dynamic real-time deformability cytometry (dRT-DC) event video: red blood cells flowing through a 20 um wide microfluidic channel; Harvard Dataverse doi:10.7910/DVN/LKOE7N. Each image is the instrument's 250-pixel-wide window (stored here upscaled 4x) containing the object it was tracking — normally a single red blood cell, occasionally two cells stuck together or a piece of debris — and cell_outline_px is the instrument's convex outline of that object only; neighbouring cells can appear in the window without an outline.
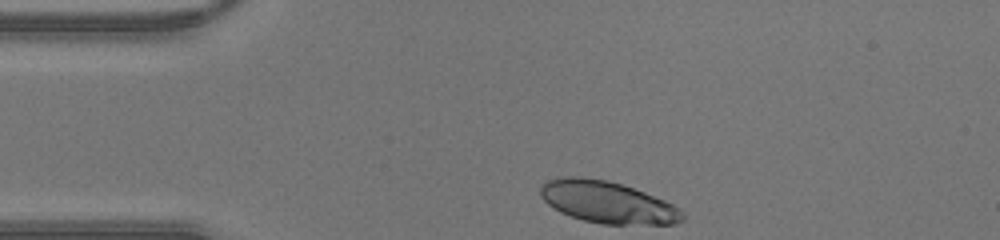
{"species": "human", "species_latin": "Homo sapiens", "temperature_condition": "warm", "stored_images_in_passage": 28, "camera_frame_rate_fps": 3000, "um_per_image_px": 0.085, "donor": {"sex": "male"}, "frame": {"image": 1, "passage_image": 1, "time_ms": 0.0, "image_size_px": [1000, 240], "cell_outline_px": [[684, 220], [672, 224], [604, 224], [584, 220], [560, 212], [548, 204], [540, 196], [540, 184], [548, 180], [560, 176], [580, 176], [608, 180], [644, 192], [664, 200], [680, 208], [684, 212]], "centroid_in_image_um": [51.61, 17.17], "position_along_channel_um": 33.4, "area_um2": 34.68}}
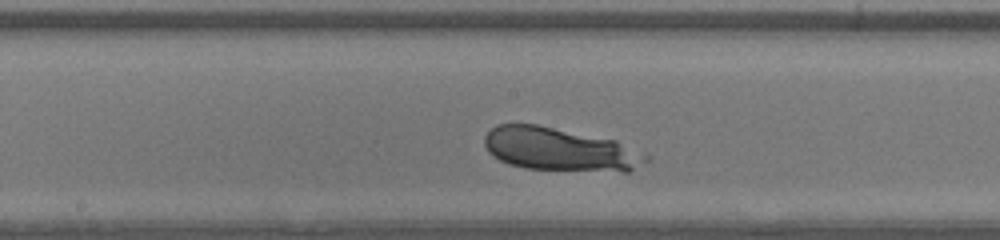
{"frame": {"image": 2, "passage_image": 15, "time_ms": 4.667, "image_size_px": [1000, 240], "cell_outline_px": [[648, 160], [628, 172], [624, 172], [524, 168], [508, 164], [492, 156], [488, 152], [484, 144], [484, 136], [496, 124], [536, 124], [616, 140], [648, 156]], "centroid_in_image_um": [47.54, 12.7], "position_along_channel_um": 200.7, "area_um2": 40.58}}
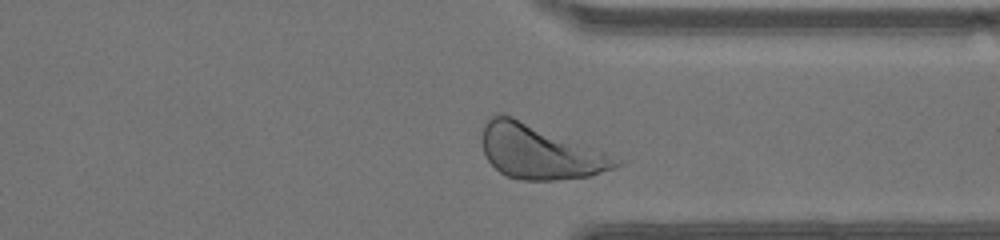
{"frame": {"image": 3, "passage_image": 26, "time_ms": 8.333, "image_size_px": [1000, 240], "cell_outline_px": [[620, 164], [616, 168], [588, 176], [552, 180], [520, 180], [508, 176], [500, 172], [488, 160], [484, 152], [484, 124], [492, 116], [512, 116], [604, 152], [620, 160]], "centroid_in_image_um": [45.88, 12.93], "position_along_channel_um": 365.5, "area_um2": 41.1}}